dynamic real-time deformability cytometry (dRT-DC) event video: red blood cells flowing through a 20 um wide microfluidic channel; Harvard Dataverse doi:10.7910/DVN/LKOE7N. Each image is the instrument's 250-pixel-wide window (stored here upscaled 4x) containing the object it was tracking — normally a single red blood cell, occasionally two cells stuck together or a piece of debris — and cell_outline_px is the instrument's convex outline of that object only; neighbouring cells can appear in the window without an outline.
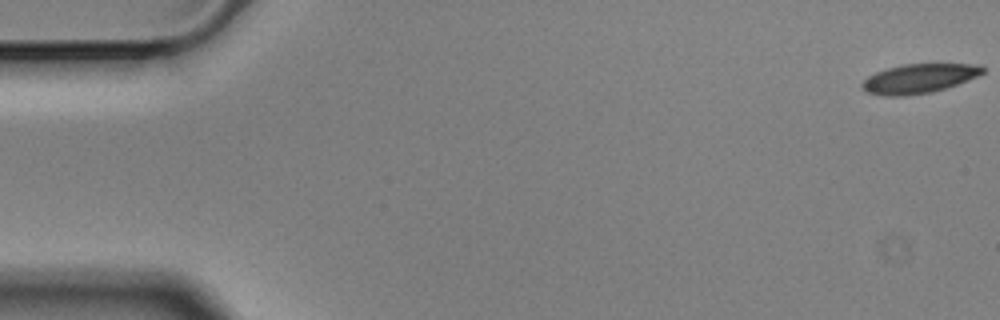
{"species": "Egyptian fruit bat (a non-hibernating species)", "species_latin": "Rousettus aegyptiacus", "temperature_condition": "cold", "stored_images_in_passage": 57, "camera_frame_rate_fps": 3000, "um_per_image_px": 0.085, "animal": {"sex": "male"}, "frame": {"image": 1, "passage_image": 1, "time_ms": 0.0, "image_size_px": [1000, 320], "cell_outline_px": [[984, 72], [976, 76], [956, 84], [932, 92], [908, 96], [880, 96], [868, 92], [860, 84], [868, 76], [876, 72], [888, 68], [904, 64], [968, 64], [984, 68]], "centroid_in_image_um": [78.04, 6.69], "position_along_channel_um": 7.0, "area_um2": 20.23}}
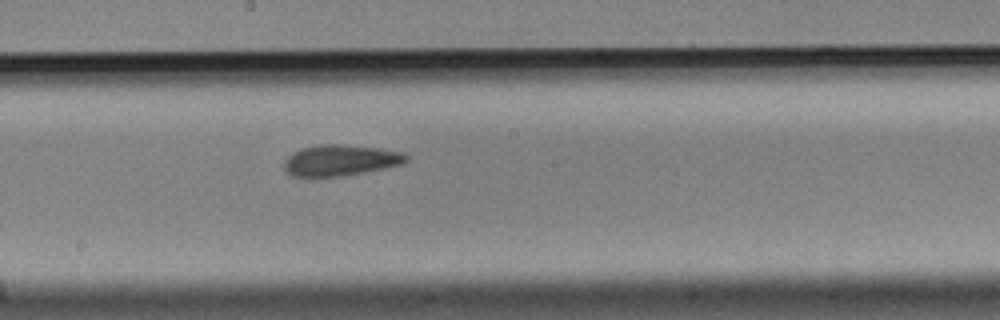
{"frame": {"image": 2, "passage_image": 31, "time_ms": 10.0, "image_size_px": [1000, 320], "cell_outline_px": [[408, 160], [404, 164], [344, 176], [312, 180], [292, 176], [284, 168], [284, 160], [292, 152], [300, 148], [320, 144], [336, 144], [380, 148], [404, 152], [408, 156]], "centroid_in_image_um": [28.88, 13.66], "position_along_channel_um": 219.3, "area_um2": 22.89}}
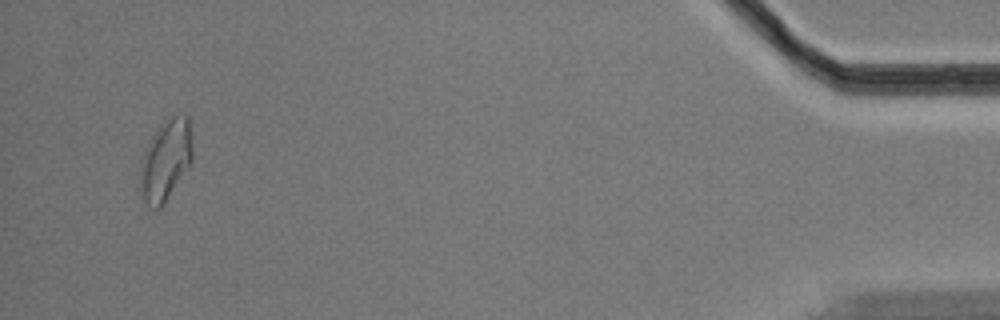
{"frame": {"image": 3, "passage_image": 55, "time_ms": 18.0, "image_size_px": [1000, 320], "cell_outline_px": [[192, 160], [160, 208], [152, 208], [144, 200], [140, 180], [140, 160], [148, 144], [160, 124], [176, 116], [188, 116], [192, 132]], "centroid_in_image_um": [14.09, 13.59], "position_along_channel_um": 421.1, "area_um2": 23.93}, "authors_computed_cell_mechanics": {"area_um2": 21.6172, "velocity_mm_per_s": 3.5145, "shape_relaxation_time_tau1_ms": 4.9784, "shape_relaxation_time_tau2_ms": 1.9682, "deformation_change_tau1": 0.1481, "deformation_change_tau2": 0.0971}}